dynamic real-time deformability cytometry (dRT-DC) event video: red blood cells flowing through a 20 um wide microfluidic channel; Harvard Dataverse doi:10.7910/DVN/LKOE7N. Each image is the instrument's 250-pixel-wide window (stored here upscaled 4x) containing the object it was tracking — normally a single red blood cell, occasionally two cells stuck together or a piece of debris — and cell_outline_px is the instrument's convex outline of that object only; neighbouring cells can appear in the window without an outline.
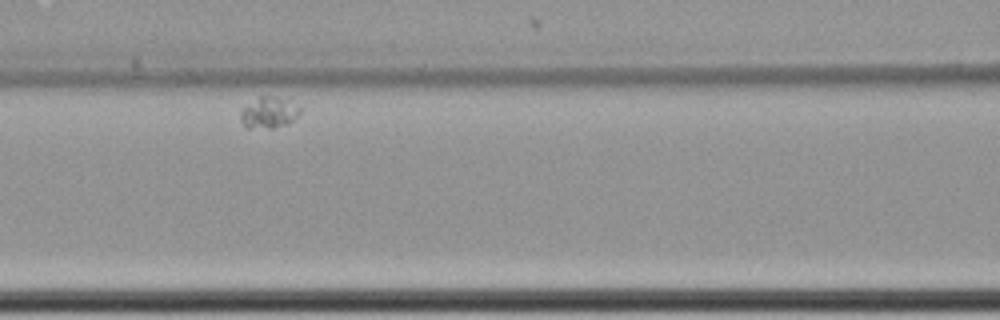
{"species": "common noctule bat (a hibernating species)", "species_latin": "Nyctalus noctula", "temperature_condition": "cold", "stored_images_in_passage": 37, "camera_frame_rate_fps": 3000, "um_per_image_px": 0.085, "animal": {"sex": "female", "body_mass_g": 22.7, "forearm_length_mm": 54.2}, "frame": {"image": 1, "passage_image": 11, "time_ms": 3.333, "image_size_px": [1000, 320], "cell_outline_px": [[300, 116], [288, 124], [272, 128], [248, 128], [240, 120], [240, 112], [244, 108], [260, 96], [272, 96], [300, 104]], "centroid_in_image_um": [22.91, 9.58], "position_along_channel_um": 143.7, "area_um2": 10.81}}
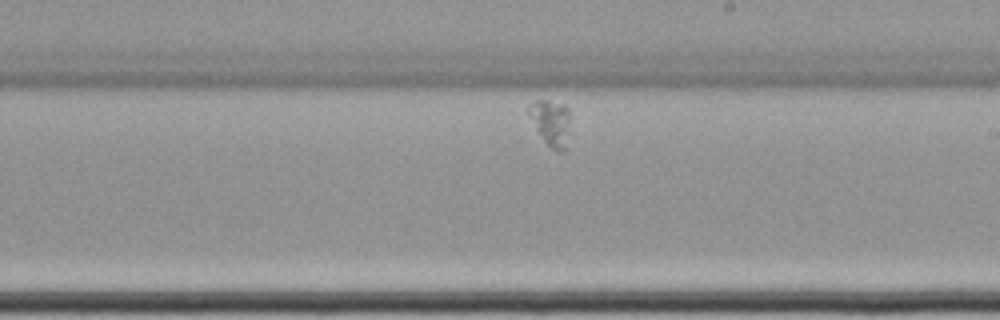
{"frame": {"image": 2, "passage_image": 22, "time_ms": 7.0, "image_size_px": [1000, 320], "cell_outline_px": [[568, 120], [564, 152], [560, 152], [552, 148], [544, 140], [528, 116], [528, 104], [536, 100], [548, 100], [564, 104], [568, 108]], "centroid_in_image_um": [46.77, 10.36], "position_along_channel_um": 242.2, "area_um2": 10.69}}
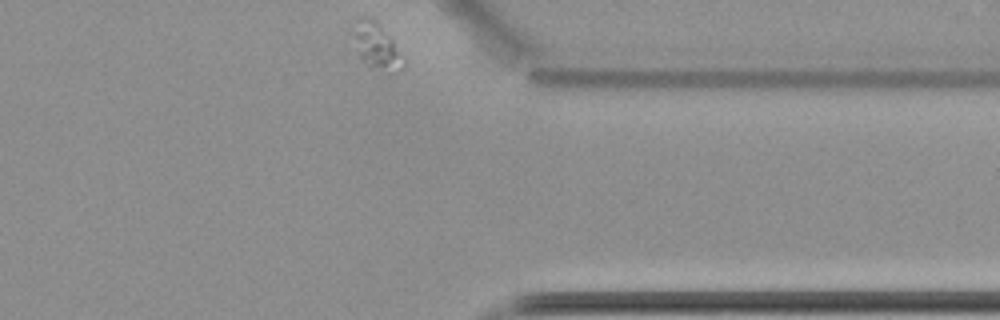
{"frame": {"image": 3, "passage_image": 37, "time_ms": 12.0, "image_size_px": [1000, 320], "cell_outline_px": [[404, 64], [396, 72], [392, 72], [368, 68], [360, 56], [356, 36], [356, 32], [380, 28], [392, 40], [404, 56]], "centroid_in_image_um": [32.23, 4.32], "position_along_channel_um": 379.2, "area_um2": 10.75}}